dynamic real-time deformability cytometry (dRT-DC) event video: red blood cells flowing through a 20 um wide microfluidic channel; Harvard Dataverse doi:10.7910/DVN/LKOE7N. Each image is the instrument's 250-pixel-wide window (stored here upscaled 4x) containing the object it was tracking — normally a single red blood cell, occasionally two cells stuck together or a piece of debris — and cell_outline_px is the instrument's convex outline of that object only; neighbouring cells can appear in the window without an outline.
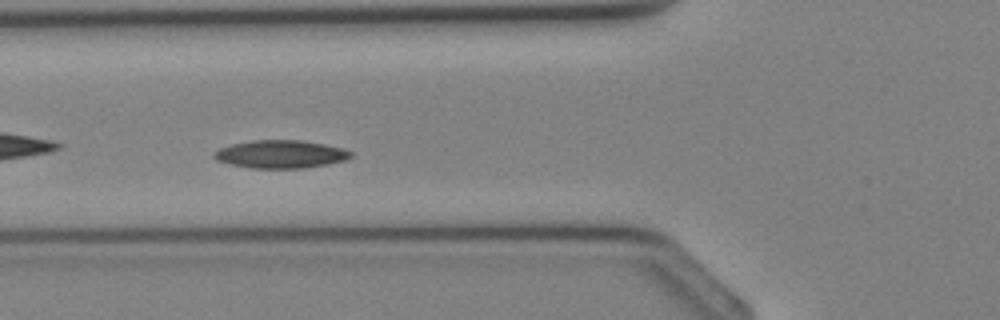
{"species": "Egyptian fruit bat (a non-hibernating species)", "species_latin": "Rousettus aegyptiacus", "temperature_condition": "cold", "stored_images_in_passage": 31, "camera_frame_rate_fps": 3000, "um_per_image_px": 0.085, "animal": {"sex": "female"}, "frame": {"image": 1, "passage_image": 7, "time_ms": 2.0, "image_size_px": [1000, 320], "cell_outline_px": [[352, 156], [344, 160], [328, 164], [304, 168], [252, 168], [232, 164], [216, 160], [212, 156], [212, 152], [220, 148], [232, 144], [252, 140], [304, 140], [344, 148], [352, 152]], "centroid_in_image_um": [23.85, 13.1], "position_along_channel_um": 101.9, "area_um2": 22.31}}
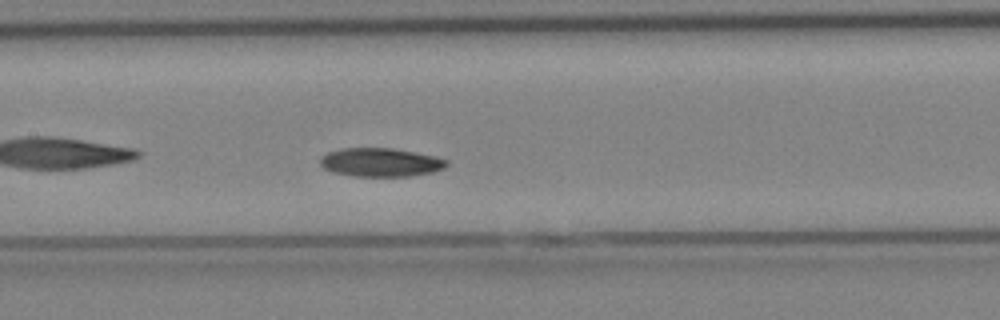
{"frame": {"image": 2, "passage_image": 11, "time_ms": 3.333, "image_size_px": [1000, 320], "cell_outline_px": [[448, 164], [444, 168], [432, 172], [408, 176], [352, 176], [332, 172], [324, 168], [320, 164], [320, 156], [328, 152], [340, 148], [392, 148], [416, 152], [436, 156], [448, 160]], "centroid_in_image_um": [32.34, 13.79], "position_along_channel_um": 175.1, "area_um2": 21.21}}
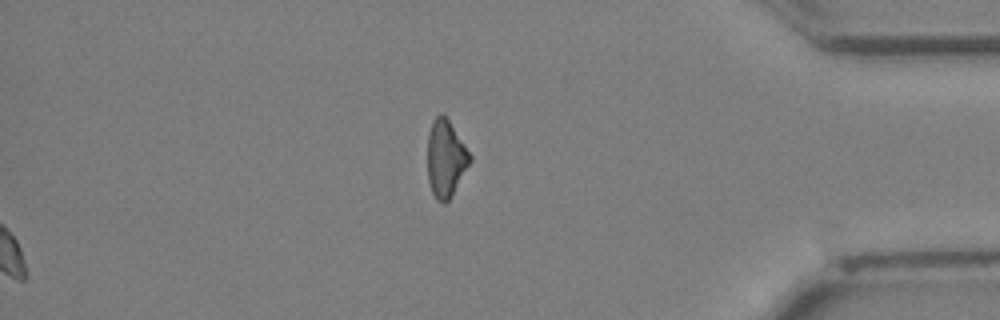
{"frame": {"image": 3, "passage_image": 31, "time_ms": 10.0, "image_size_px": [1000, 320], "cell_outline_px": [[472, 160], [448, 200], [444, 204], [436, 200], [432, 192], [428, 180], [428, 132], [432, 120], [440, 112], [448, 120], [472, 156]], "centroid_in_image_um": [37.87, 13.47], "position_along_channel_um": 397.3, "area_um2": 18.79}}